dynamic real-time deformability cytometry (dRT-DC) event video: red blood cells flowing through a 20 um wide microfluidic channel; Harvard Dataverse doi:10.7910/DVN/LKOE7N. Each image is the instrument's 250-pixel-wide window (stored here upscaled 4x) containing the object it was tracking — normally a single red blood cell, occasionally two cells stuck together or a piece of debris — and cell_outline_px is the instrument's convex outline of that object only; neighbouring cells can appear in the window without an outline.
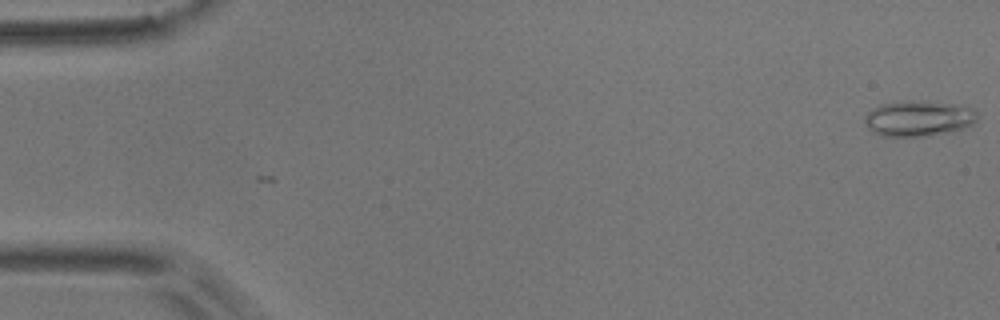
{"species": "common noctule bat (a hibernating species)", "species_latin": "Nyctalus noctula", "temperature_condition": "room temperature", "stored_images_in_passage": 2, "camera_frame_rate_fps": 3000, "um_per_image_px": 0.085, "animal": {"sex": "male", "body_mass_g": 17.9}, "frame": {"image": 1, "passage_image": 2, "time_ms": 0.333, "image_size_px": [1000, 320], "cell_outline_px": [[976, 120], [972, 124], [964, 128], [948, 132], [924, 136], [880, 136], [872, 132], [864, 124], [864, 116], [872, 108], [880, 104], [912, 100], [924, 100], [956, 104], [968, 108], [976, 112]], "centroid_in_image_um": [78.01, 10.06], "position_along_channel_um": 7.0, "area_um2": 23.47}}